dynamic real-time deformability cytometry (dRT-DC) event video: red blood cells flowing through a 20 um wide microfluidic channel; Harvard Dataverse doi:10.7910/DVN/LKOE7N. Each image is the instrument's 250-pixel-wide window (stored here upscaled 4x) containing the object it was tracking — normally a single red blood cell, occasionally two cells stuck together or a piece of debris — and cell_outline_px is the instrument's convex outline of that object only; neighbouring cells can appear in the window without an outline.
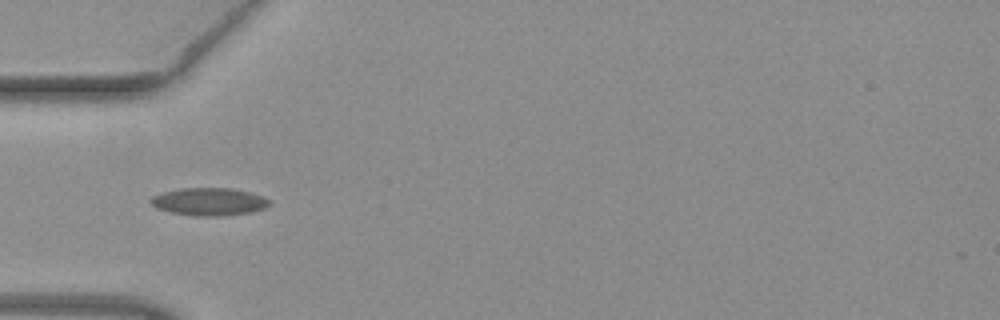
{"species": "common noctule bat (a hibernating species)", "species_latin": "Nyctalus noctula", "temperature_condition": "warm", "stored_images_in_passage": 31, "camera_frame_rate_fps": 3000, "um_per_image_px": 0.085, "animal": {"sex": "female", "body_mass_g": 19.3, "forearm_length_mm": 54.1}, "frame": {"image": 1, "passage_image": 3, "time_ms": 0.667, "image_size_px": [1000, 320], "cell_outline_px": [[272, 204], [264, 208], [248, 212], [220, 216], [196, 216], [172, 212], [156, 208], [148, 200], [152, 196], [164, 192], [180, 188], [232, 188], [264, 196], [272, 200]], "centroid_in_image_um": [17.79, 17.13], "position_along_channel_um": 67.2, "area_um2": 19.13}}
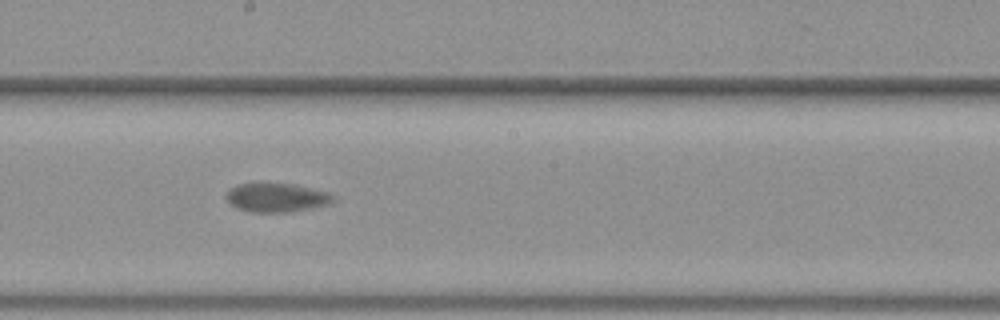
{"frame": {"image": 2, "passage_image": 15, "time_ms": 4.667, "image_size_px": [1000, 320], "cell_outline_px": [[336, 200], [328, 204], [312, 208], [288, 212], [252, 212], [236, 208], [228, 200], [228, 192], [232, 188], [240, 184], [292, 184], [328, 192], [336, 196]], "centroid_in_image_um": [23.58, 16.81], "position_along_channel_um": 224.6, "area_um2": 17.63}}
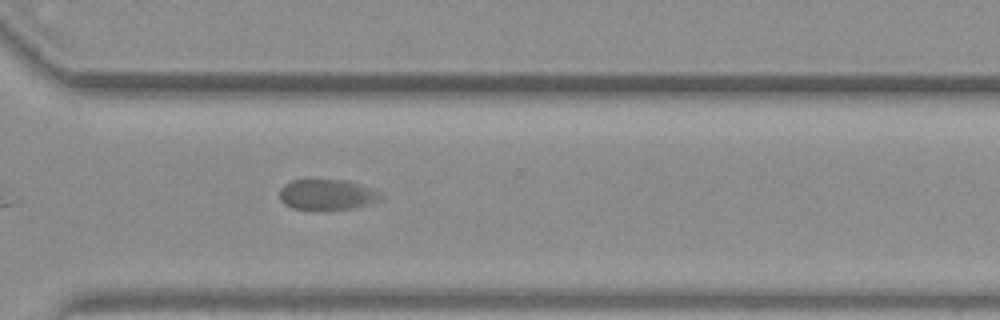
{"frame": {"image": 3, "passage_image": 24, "time_ms": 7.667, "image_size_px": [1000, 320], "cell_outline_px": [[384, 196], [368, 204], [356, 208], [324, 212], [316, 212], [292, 208], [284, 204], [280, 200], [280, 188], [284, 184], [292, 180], [312, 176], [348, 180], [360, 184], [380, 192]], "centroid_in_image_um": [27.73, 16.53], "position_along_channel_um": 342.9, "area_um2": 19.48}}